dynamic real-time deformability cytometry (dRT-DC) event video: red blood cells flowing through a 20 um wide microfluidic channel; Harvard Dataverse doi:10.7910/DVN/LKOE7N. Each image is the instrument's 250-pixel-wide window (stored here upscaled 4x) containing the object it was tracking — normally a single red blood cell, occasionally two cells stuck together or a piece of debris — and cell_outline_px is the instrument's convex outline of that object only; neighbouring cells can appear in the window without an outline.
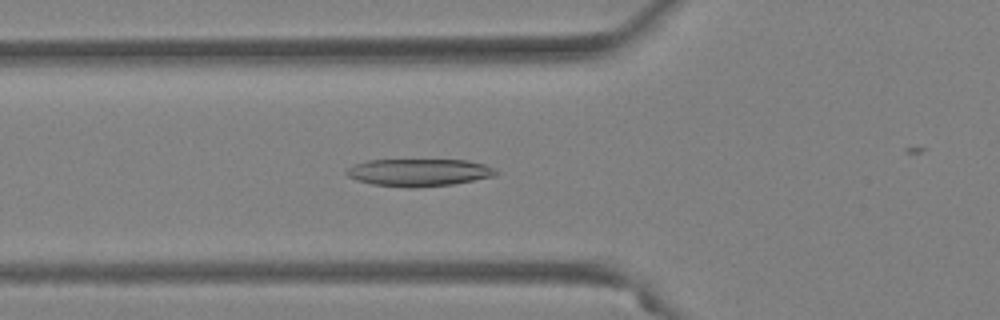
{"species": "Egyptian fruit bat (a non-hibernating species)", "species_latin": "Rousettus aegyptiacus", "temperature_condition": "warm", "stored_images_in_passage": 46, "camera_frame_rate_fps": 3000, "um_per_image_px": 0.085, "animal": {"sex": "female"}, "frame": {"image": 1, "passage_image": 16, "time_ms": 5.0, "image_size_px": [1000, 320], "cell_outline_px": [[500, 172], [496, 176], [452, 184], [416, 188], [412, 188], [372, 184], [356, 180], [348, 176], [344, 172], [348, 168], [356, 164], [368, 160], [468, 160], [484, 164]], "centroid_in_image_um": [35.62, 14.66], "position_along_channel_um": 90.2, "area_um2": 23.87}}
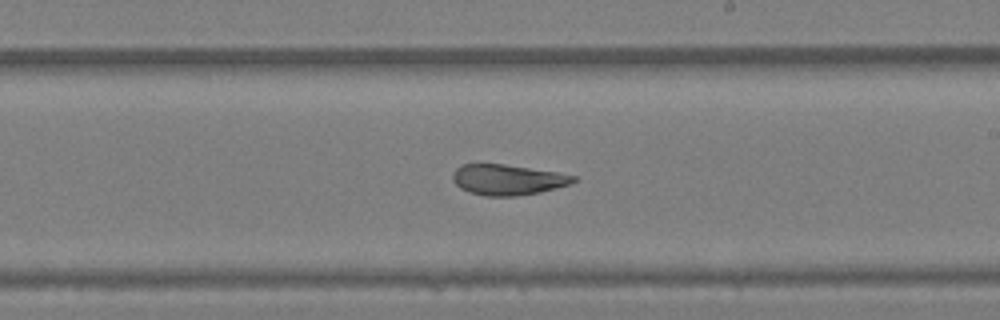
{"frame": {"image": 2, "passage_image": 28, "time_ms": 9.0, "image_size_px": [1000, 320], "cell_outline_px": [[580, 176], [576, 180], [568, 184], [556, 188], [540, 192], [516, 196], [484, 196], [468, 192], [460, 188], [452, 180], [452, 172], [456, 168], [464, 164], [504, 164], [560, 172]], "centroid_in_image_um": [43.16, 15.27], "position_along_channel_um": 245.8, "area_um2": 21.73}}
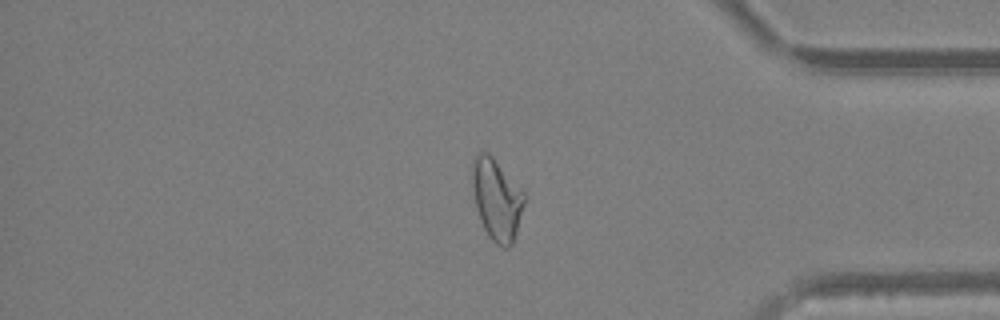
{"frame": {"image": 3, "passage_image": 41, "time_ms": 13.333, "image_size_px": [1000, 320], "cell_outline_px": [[524, 204], [516, 232], [512, 244], [508, 248], [504, 248], [496, 244], [488, 236], [480, 220], [476, 208], [472, 184], [472, 160], [480, 152], [488, 152], [492, 156], [524, 192]], "centroid_in_image_um": [42.2, 16.95], "position_along_channel_um": 393.0, "area_um2": 24.39}, "authors_computed_cell_mechanics": {"area_um2": 23.8714, "velocity_mm_per_s": 3.8958, "shape_relaxation_time_tau1_ms": 8.8547, "shape_relaxation_time_tau2_ms": 3.5765, "deformation_change_tau1": 0.2509, "deformation_change_tau2": 0.1091}}